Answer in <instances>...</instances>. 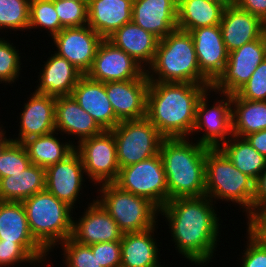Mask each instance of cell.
Wrapping results in <instances>:
<instances>
[{"label": "cell", "mask_w": 266, "mask_h": 267, "mask_svg": "<svg viewBox=\"0 0 266 267\" xmlns=\"http://www.w3.org/2000/svg\"><path fill=\"white\" fill-rule=\"evenodd\" d=\"M114 184L124 191L145 197L159 210L168 202L167 180L160 154L120 168Z\"/></svg>", "instance_id": "9c48e42d"}, {"label": "cell", "mask_w": 266, "mask_h": 267, "mask_svg": "<svg viewBox=\"0 0 266 267\" xmlns=\"http://www.w3.org/2000/svg\"><path fill=\"white\" fill-rule=\"evenodd\" d=\"M189 33L194 42L200 72L213 84L223 73L229 56L220 25L200 27Z\"/></svg>", "instance_id": "d6986e66"}, {"label": "cell", "mask_w": 266, "mask_h": 267, "mask_svg": "<svg viewBox=\"0 0 266 267\" xmlns=\"http://www.w3.org/2000/svg\"><path fill=\"white\" fill-rule=\"evenodd\" d=\"M230 4L210 0H178L177 27L190 32L200 27L220 25L224 8Z\"/></svg>", "instance_id": "f1b7e54d"}, {"label": "cell", "mask_w": 266, "mask_h": 267, "mask_svg": "<svg viewBox=\"0 0 266 267\" xmlns=\"http://www.w3.org/2000/svg\"><path fill=\"white\" fill-rule=\"evenodd\" d=\"M138 62L145 70L152 63L159 38L133 21L124 24L107 38Z\"/></svg>", "instance_id": "4316f807"}, {"label": "cell", "mask_w": 266, "mask_h": 267, "mask_svg": "<svg viewBox=\"0 0 266 267\" xmlns=\"http://www.w3.org/2000/svg\"><path fill=\"white\" fill-rule=\"evenodd\" d=\"M254 183L255 181L240 172L219 148L207 149L205 196L215 204L220 200L237 204L247 215V225H252Z\"/></svg>", "instance_id": "5b68a950"}, {"label": "cell", "mask_w": 266, "mask_h": 267, "mask_svg": "<svg viewBox=\"0 0 266 267\" xmlns=\"http://www.w3.org/2000/svg\"><path fill=\"white\" fill-rule=\"evenodd\" d=\"M236 94L241 99L266 101V58L257 66L250 79Z\"/></svg>", "instance_id": "60d3db41"}, {"label": "cell", "mask_w": 266, "mask_h": 267, "mask_svg": "<svg viewBox=\"0 0 266 267\" xmlns=\"http://www.w3.org/2000/svg\"><path fill=\"white\" fill-rule=\"evenodd\" d=\"M58 134L60 133L55 130L46 135L29 138L22 143L32 164L46 169L64 160L75 150L74 141L64 140L63 143L61 138L57 137Z\"/></svg>", "instance_id": "4dcf8cb0"}, {"label": "cell", "mask_w": 266, "mask_h": 267, "mask_svg": "<svg viewBox=\"0 0 266 267\" xmlns=\"http://www.w3.org/2000/svg\"><path fill=\"white\" fill-rule=\"evenodd\" d=\"M178 0H134L132 21L159 39L177 27Z\"/></svg>", "instance_id": "44dd1931"}, {"label": "cell", "mask_w": 266, "mask_h": 267, "mask_svg": "<svg viewBox=\"0 0 266 267\" xmlns=\"http://www.w3.org/2000/svg\"><path fill=\"white\" fill-rule=\"evenodd\" d=\"M219 149L240 172L254 181L266 168V158L257 152L245 138L232 135Z\"/></svg>", "instance_id": "d6a6232c"}, {"label": "cell", "mask_w": 266, "mask_h": 267, "mask_svg": "<svg viewBox=\"0 0 266 267\" xmlns=\"http://www.w3.org/2000/svg\"><path fill=\"white\" fill-rule=\"evenodd\" d=\"M20 54L22 53L8 38H0V84L10 85L19 79L23 67Z\"/></svg>", "instance_id": "8d00e7d4"}, {"label": "cell", "mask_w": 266, "mask_h": 267, "mask_svg": "<svg viewBox=\"0 0 266 267\" xmlns=\"http://www.w3.org/2000/svg\"><path fill=\"white\" fill-rule=\"evenodd\" d=\"M44 29L53 38L63 28L52 0H30L29 28Z\"/></svg>", "instance_id": "836d02e7"}, {"label": "cell", "mask_w": 266, "mask_h": 267, "mask_svg": "<svg viewBox=\"0 0 266 267\" xmlns=\"http://www.w3.org/2000/svg\"><path fill=\"white\" fill-rule=\"evenodd\" d=\"M91 201L77 221L73 216L71 238L84 245L121 241L124 233L117 223L95 198Z\"/></svg>", "instance_id": "e0dca14e"}, {"label": "cell", "mask_w": 266, "mask_h": 267, "mask_svg": "<svg viewBox=\"0 0 266 267\" xmlns=\"http://www.w3.org/2000/svg\"><path fill=\"white\" fill-rule=\"evenodd\" d=\"M149 80L142 78L105 82V91L117 119L121 121L146 117Z\"/></svg>", "instance_id": "ac0fdd59"}, {"label": "cell", "mask_w": 266, "mask_h": 267, "mask_svg": "<svg viewBox=\"0 0 266 267\" xmlns=\"http://www.w3.org/2000/svg\"><path fill=\"white\" fill-rule=\"evenodd\" d=\"M110 131L115 138L120 168L158 155L164 139L146 117L121 121Z\"/></svg>", "instance_id": "ba28073f"}, {"label": "cell", "mask_w": 266, "mask_h": 267, "mask_svg": "<svg viewBox=\"0 0 266 267\" xmlns=\"http://www.w3.org/2000/svg\"><path fill=\"white\" fill-rule=\"evenodd\" d=\"M31 164L24 145L11 141L0 154V179L21 173Z\"/></svg>", "instance_id": "74e56055"}, {"label": "cell", "mask_w": 266, "mask_h": 267, "mask_svg": "<svg viewBox=\"0 0 266 267\" xmlns=\"http://www.w3.org/2000/svg\"><path fill=\"white\" fill-rule=\"evenodd\" d=\"M44 61L38 75V85L35 92L53 97L68 96L73 92L74 87L84 75L67 59L55 52Z\"/></svg>", "instance_id": "d4e9b609"}, {"label": "cell", "mask_w": 266, "mask_h": 267, "mask_svg": "<svg viewBox=\"0 0 266 267\" xmlns=\"http://www.w3.org/2000/svg\"><path fill=\"white\" fill-rule=\"evenodd\" d=\"M233 3L263 22L266 20V0H233Z\"/></svg>", "instance_id": "f6af8a7d"}, {"label": "cell", "mask_w": 266, "mask_h": 267, "mask_svg": "<svg viewBox=\"0 0 266 267\" xmlns=\"http://www.w3.org/2000/svg\"><path fill=\"white\" fill-rule=\"evenodd\" d=\"M157 229L158 223L145 231L123 234L121 267H161L160 249L158 248L161 245L156 242L157 238L154 237Z\"/></svg>", "instance_id": "83f0119b"}, {"label": "cell", "mask_w": 266, "mask_h": 267, "mask_svg": "<svg viewBox=\"0 0 266 267\" xmlns=\"http://www.w3.org/2000/svg\"><path fill=\"white\" fill-rule=\"evenodd\" d=\"M4 126L0 123V154L3 149L12 141V138L6 136V130L3 128Z\"/></svg>", "instance_id": "7dc6e473"}, {"label": "cell", "mask_w": 266, "mask_h": 267, "mask_svg": "<svg viewBox=\"0 0 266 267\" xmlns=\"http://www.w3.org/2000/svg\"><path fill=\"white\" fill-rule=\"evenodd\" d=\"M212 84L149 81L146 118L164 138H189L198 102Z\"/></svg>", "instance_id": "7a4b0ae2"}, {"label": "cell", "mask_w": 266, "mask_h": 267, "mask_svg": "<svg viewBox=\"0 0 266 267\" xmlns=\"http://www.w3.org/2000/svg\"><path fill=\"white\" fill-rule=\"evenodd\" d=\"M246 246L239 258L241 267H266V230L261 225H247Z\"/></svg>", "instance_id": "d590c367"}, {"label": "cell", "mask_w": 266, "mask_h": 267, "mask_svg": "<svg viewBox=\"0 0 266 267\" xmlns=\"http://www.w3.org/2000/svg\"><path fill=\"white\" fill-rule=\"evenodd\" d=\"M263 36L266 42V20L264 21V25H263Z\"/></svg>", "instance_id": "681fc988"}, {"label": "cell", "mask_w": 266, "mask_h": 267, "mask_svg": "<svg viewBox=\"0 0 266 267\" xmlns=\"http://www.w3.org/2000/svg\"><path fill=\"white\" fill-rule=\"evenodd\" d=\"M213 203L208 196L175 198L159 210L167 220L176 252L200 267L212 262L220 242L222 220Z\"/></svg>", "instance_id": "6da1fadb"}, {"label": "cell", "mask_w": 266, "mask_h": 267, "mask_svg": "<svg viewBox=\"0 0 266 267\" xmlns=\"http://www.w3.org/2000/svg\"><path fill=\"white\" fill-rule=\"evenodd\" d=\"M96 201L123 233L141 232L158 223L159 209L145 197L120 189L114 183L98 185Z\"/></svg>", "instance_id": "52a82bcc"}, {"label": "cell", "mask_w": 266, "mask_h": 267, "mask_svg": "<svg viewBox=\"0 0 266 267\" xmlns=\"http://www.w3.org/2000/svg\"><path fill=\"white\" fill-rule=\"evenodd\" d=\"M45 189V169L31 164L23 172L0 179V201L23 202Z\"/></svg>", "instance_id": "f546056e"}, {"label": "cell", "mask_w": 266, "mask_h": 267, "mask_svg": "<svg viewBox=\"0 0 266 267\" xmlns=\"http://www.w3.org/2000/svg\"><path fill=\"white\" fill-rule=\"evenodd\" d=\"M260 225L266 230V219Z\"/></svg>", "instance_id": "f907efd6"}, {"label": "cell", "mask_w": 266, "mask_h": 267, "mask_svg": "<svg viewBox=\"0 0 266 267\" xmlns=\"http://www.w3.org/2000/svg\"><path fill=\"white\" fill-rule=\"evenodd\" d=\"M0 240L18 243L41 266L50 261L49 253L30 232L22 202L0 201Z\"/></svg>", "instance_id": "2e32d148"}, {"label": "cell", "mask_w": 266, "mask_h": 267, "mask_svg": "<svg viewBox=\"0 0 266 267\" xmlns=\"http://www.w3.org/2000/svg\"><path fill=\"white\" fill-rule=\"evenodd\" d=\"M248 143L266 158V129L244 137Z\"/></svg>", "instance_id": "bcb514c9"}, {"label": "cell", "mask_w": 266, "mask_h": 267, "mask_svg": "<svg viewBox=\"0 0 266 267\" xmlns=\"http://www.w3.org/2000/svg\"><path fill=\"white\" fill-rule=\"evenodd\" d=\"M67 267H102L89 245L80 244L71 237L59 244ZM65 259V260H64Z\"/></svg>", "instance_id": "ab89813d"}, {"label": "cell", "mask_w": 266, "mask_h": 267, "mask_svg": "<svg viewBox=\"0 0 266 267\" xmlns=\"http://www.w3.org/2000/svg\"><path fill=\"white\" fill-rule=\"evenodd\" d=\"M19 113V134L12 141L23 143L25 140L55 131L56 97L32 92Z\"/></svg>", "instance_id": "ffe728a7"}, {"label": "cell", "mask_w": 266, "mask_h": 267, "mask_svg": "<svg viewBox=\"0 0 266 267\" xmlns=\"http://www.w3.org/2000/svg\"><path fill=\"white\" fill-rule=\"evenodd\" d=\"M22 205L32 236L49 254L71 237L74 210L46 189L26 198Z\"/></svg>", "instance_id": "8992f818"}, {"label": "cell", "mask_w": 266, "mask_h": 267, "mask_svg": "<svg viewBox=\"0 0 266 267\" xmlns=\"http://www.w3.org/2000/svg\"><path fill=\"white\" fill-rule=\"evenodd\" d=\"M190 138H164L160 145L168 201L205 196V159L208 147Z\"/></svg>", "instance_id": "3957f363"}, {"label": "cell", "mask_w": 266, "mask_h": 267, "mask_svg": "<svg viewBox=\"0 0 266 267\" xmlns=\"http://www.w3.org/2000/svg\"><path fill=\"white\" fill-rule=\"evenodd\" d=\"M30 263V265L37 264V262L16 242H3L0 240V267H14L20 264Z\"/></svg>", "instance_id": "b9f144b4"}, {"label": "cell", "mask_w": 266, "mask_h": 267, "mask_svg": "<svg viewBox=\"0 0 266 267\" xmlns=\"http://www.w3.org/2000/svg\"><path fill=\"white\" fill-rule=\"evenodd\" d=\"M134 0H88V26L103 39L132 21Z\"/></svg>", "instance_id": "484cf974"}, {"label": "cell", "mask_w": 266, "mask_h": 267, "mask_svg": "<svg viewBox=\"0 0 266 267\" xmlns=\"http://www.w3.org/2000/svg\"><path fill=\"white\" fill-rule=\"evenodd\" d=\"M266 219V168L255 180L252 202V225H260Z\"/></svg>", "instance_id": "ee69618b"}, {"label": "cell", "mask_w": 266, "mask_h": 267, "mask_svg": "<svg viewBox=\"0 0 266 267\" xmlns=\"http://www.w3.org/2000/svg\"><path fill=\"white\" fill-rule=\"evenodd\" d=\"M52 1H62V0H52ZM77 1H88V0H77Z\"/></svg>", "instance_id": "816d5d0a"}, {"label": "cell", "mask_w": 266, "mask_h": 267, "mask_svg": "<svg viewBox=\"0 0 266 267\" xmlns=\"http://www.w3.org/2000/svg\"><path fill=\"white\" fill-rule=\"evenodd\" d=\"M86 75L105 83L142 78L146 75V70L108 39H103Z\"/></svg>", "instance_id": "4fadbf2b"}, {"label": "cell", "mask_w": 266, "mask_h": 267, "mask_svg": "<svg viewBox=\"0 0 266 267\" xmlns=\"http://www.w3.org/2000/svg\"><path fill=\"white\" fill-rule=\"evenodd\" d=\"M30 0H0V32L6 28L27 31L29 28Z\"/></svg>", "instance_id": "e575fe53"}, {"label": "cell", "mask_w": 266, "mask_h": 267, "mask_svg": "<svg viewBox=\"0 0 266 267\" xmlns=\"http://www.w3.org/2000/svg\"><path fill=\"white\" fill-rule=\"evenodd\" d=\"M266 129V101H250L232 94V132L245 136Z\"/></svg>", "instance_id": "1f68e13d"}, {"label": "cell", "mask_w": 266, "mask_h": 267, "mask_svg": "<svg viewBox=\"0 0 266 267\" xmlns=\"http://www.w3.org/2000/svg\"><path fill=\"white\" fill-rule=\"evenodd\" d=\"M55 112V130L75 137L77 144L104 131L72 95L56 97Z\"/></svg>", "instance_id": "cb8c5ba5"}, {"label": "cell", "mask_w": 266, "mask_h": 267, "mask_svg": "<svg viewBox=\"0 0 266 267\" xmlns=\"http://www.w3.org/2000/svg\"><path fill=\"white\" fill-rule=\"evenodd\" d=\"M263 25L261 19L238 8L234 3L227 5L222 14L220 28L228 52L262 37Z\"/></svg>", "instance_id": "603a6c76"}, {"label": "cell", "mask_w": 266, "mask_h": 267, "mask_svg": "<svg viewBox=\"0 0 266 267\" xmlns=\"http://www.w3.org/2000/svg\"><path fill=\"white\" fill-rule=\"evenodd\" d=\"M56 54L67 59L84 75L90 70L103 38L90 26L63 28L53 38Z\"/></svg>", "instance_id": "9a60e30c"}, {"label": "cell", "mask_w": 266, "mask_h": 267, "mask_svg": "<svg viewBox=\"0 0 266 267\" xmlns=\"http://www.w3.org/2000/svg\"><path fill=\"white\" fill-rule=\"evenodd\" d=\"M102 267H121V241L89 245Z\"/></svg>", "instance_id": "7bdbcfd3"}, {"label": "cell", "mask_w": 266, "mask_h": 267, "mask_svg": "<svg viewBox=\"0 0 266 267\" xmlns=\"http://www.w3.org/2000/svg\"><path fill=\"white\" fill-rule=\"evenodd\" d=\"M74 143L75 150L81 156L86 177L93 186L116 181L120 166L115 138L110 130L82 140L78 145Z\"/></svg>", "instance_id": "8fae6325"}, {"label": "cell", "mask_w": 266, "mask_h": 267, "mask_svg": "<svg viewBox=\"0 0 266 267\" xmlns=\"http://www.w3.org/2000/svg\"><path fill=\"white\" fill-rule=\"evenodd\" d=\"M71 95L103 130H112L120 123L107 97L105 83L83 75Z\"/></svg>", "instance_id": "7402d4cb"}, {"label": "cell", "mask_w": 266, "mask_h": 267, "mask_svg": "<svg viewBox=\"0 0 266 267\" xmlns=\"http://www.w3.org/2000/svg\"><path fill=\"white\" fill-rule=\"evenodd\" d=\"M54 7L62 28L88 25V1H54Z\"/></svg>", "instance_id": "f35d334b"}, {"label": "cell", "mask_w": 266, "mask_h": 267, "mask_svg": "<svg viewBox=\"0 0 266 267\" xmlns=\"http://www.w3.org/2000/svg\"><path fill=\"white\" fill-rule=\"evenodd\" d=\"M266 58L264 36L229 52L223 73L212 84L214 92L235 94Z\"/></svg>", "instance_id": "7c38bea8"}, {"label": "cell", "mask_w": 266, "mask_h": 267, "mask_svg": "<svg viewBox=\"0 0 266 267\" xmlns=\"http://www.w3.org/2000/svg\"><path fill=\"white\" fill-rule=\"evenodd\" d=\"M211 92L213 89L209 88L198 102L192 135L199 132L202 135L198 140L194 138V141L208 148H219L233 135L232 95L215 92L222 98L219 100L216 98L217 101L214 100L213 105L210 106Z\"/></svg>", "instance_id": "30bf717a"}, {"label": "cell", "mask_w": 266, "mask_h": 267, "mask_svg": "<svg viewBox=\"0 0 266 267\" xmlns=\"http://www.w3.org/2000/svg\"><path fill=\"white\" fill-rule=\"evenodd\" d=\"M146 76L155 82L212 84L200 72L191 34L179 29L159 39Z\"/></svg>", "instance_id": "277c9868"}, {"label": "cell", "mask_w": 266, "mask_h": 267, "mask_svg": "<svg viewBox=\"0 0 266 267\" xmlns=\"http://www.w3.org/2000/svg\"><path fill=\"white\" fill-rule=\"evenodd\" d=\"M210 1L218 3H233V0H210Z\"/></svg>", "instance_id": "c3c4849f"}, {"label": "cell", "mask_w": 266, "mask_h": 267, "mask_svg": "<svg viewBox=\"0 0 266 267\" xmlns=\"http://www.w3.org/2000/svg\"><path fill=\"white\" fill-rule=\"evenodd\" d=\"M85 176L81 156L74 150L64 160L45 169V189L75 212L74 207L79 202V195H82V189L86 186Z\"/></svg>", "instance_id": "5bb4252c"}]
</instances>
